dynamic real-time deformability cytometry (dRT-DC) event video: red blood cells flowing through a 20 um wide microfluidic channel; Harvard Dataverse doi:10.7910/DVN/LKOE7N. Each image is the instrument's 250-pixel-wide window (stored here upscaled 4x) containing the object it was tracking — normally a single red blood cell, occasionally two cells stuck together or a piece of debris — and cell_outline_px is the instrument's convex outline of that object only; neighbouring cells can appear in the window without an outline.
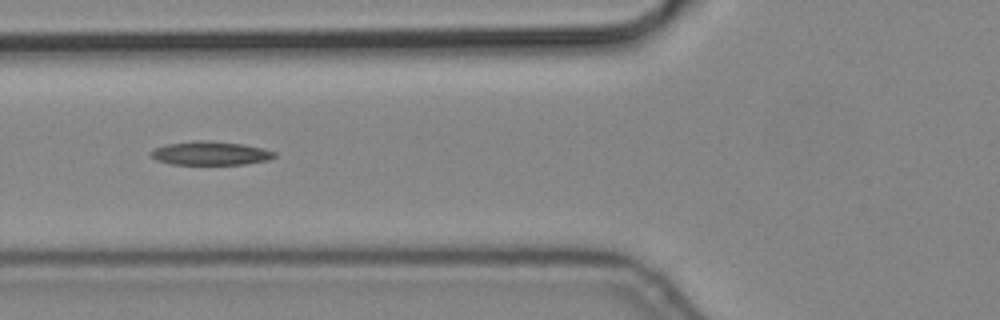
{"species": "common noctule bat (a hibernating species)", "species_latin": "Nyctalus noctula", "temperature_condition": "cold", "stored_images_in_passage": 13, "camera_frame_rate_fps": 3000, "um_per_image_px": 0.085, "animal": {"sex": "male", "body_mass_g": 19.2, "forearm_length_mm": 51.8}, "frame": {"image": 1, "passage_image": 6, "time_ms": 1.667, "image_size_px": [1000, 320], "cell_outline_px": [[276, 156], [268, 160], [244, 164], [172, 164], [156, 160], [148, 152], [156, 148], [168, 144], [196, 140], [208, 140], [244, 144], [264, 148], [276, 152]], "centroid_in_image_um": [17.92, 13.02], "position_along_channel_um": 107.9, "area_um2": 17.05}}